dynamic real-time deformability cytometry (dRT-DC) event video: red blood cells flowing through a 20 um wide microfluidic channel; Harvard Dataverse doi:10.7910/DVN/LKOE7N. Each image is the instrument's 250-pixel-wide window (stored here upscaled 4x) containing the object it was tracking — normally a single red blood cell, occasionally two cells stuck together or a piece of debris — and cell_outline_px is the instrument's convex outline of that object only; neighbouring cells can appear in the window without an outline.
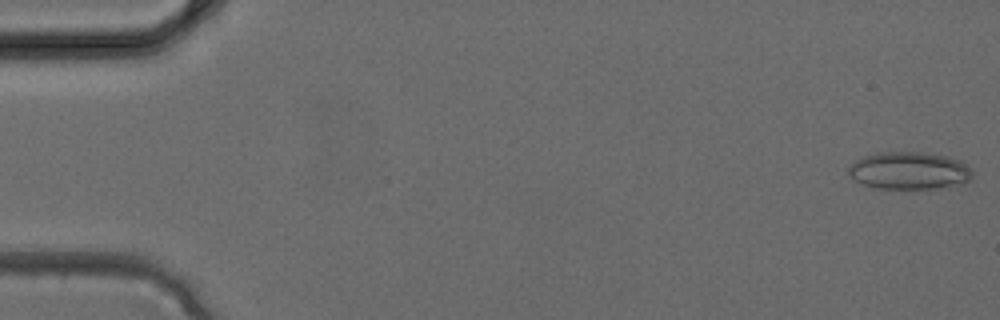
{"species": "common noctule bat (a hibernating species)", "species_latin": "Nyctalus noctula", "temperature_condition": "cold", "stored_images_in_passage": 2, "camera_frame_rate_fps": 3000, "um_per_image_px": 0.085, "animal": {"sex": "female", "body_mass_g": 24.6, "forearm_length_mm": 56.2}, "frame": {"image": 1, "passage_image": 1, "time_ms": 0.0, "image_size_px": [1000, 320], "cell_outline_px": [[972, 176], [964, 184], [932, 188], [876, 188], [852, 180], [848, 172], [848, 168], [856, 160], [864, 156], [876, 152], [920, 152], [944, 156], [960, 160], [968, 164], [972, 172]], "centroid_in_image_um": [77.27, 14.5], "position_along_channel_um": 7.7, "area_um2": 26.99}}